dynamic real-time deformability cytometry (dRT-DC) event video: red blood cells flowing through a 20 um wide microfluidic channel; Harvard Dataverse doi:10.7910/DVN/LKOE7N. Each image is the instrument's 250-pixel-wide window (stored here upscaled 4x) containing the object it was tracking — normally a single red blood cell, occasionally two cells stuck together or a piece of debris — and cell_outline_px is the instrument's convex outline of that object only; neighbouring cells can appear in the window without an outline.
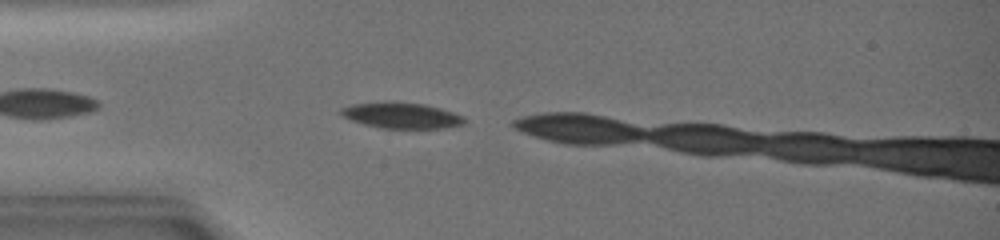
{"species": "common noctule bat (a hibernating species)", "species_latin": "Nyctalus noctula", "temperature_condition": "warm", "stored_images_in_passage": 3, "camera_frame_rate_fps": 3000, "um_per_image_px": 0.085, "animal": {"sex": "female", "body_mass_g": 19.0, "forearm_length_mm": 51.5}, "frame": {"image": 1, "passage_image": 1, "time_ms": 0.0, "image_size_px": [1000, 240], "cell_outline_px": [[468, 120], [464, 124], [444, 128], [380, 128], [364, 124], [340, 116], [340, 108], [352, 104], [384, 100], [392, 100], [424, 104], [440, 108], [464, 116]], "centroid_in_image_um": [34.1, 9.79], "position_along_channel_um": 50.9, "area_um2": 19.07}}